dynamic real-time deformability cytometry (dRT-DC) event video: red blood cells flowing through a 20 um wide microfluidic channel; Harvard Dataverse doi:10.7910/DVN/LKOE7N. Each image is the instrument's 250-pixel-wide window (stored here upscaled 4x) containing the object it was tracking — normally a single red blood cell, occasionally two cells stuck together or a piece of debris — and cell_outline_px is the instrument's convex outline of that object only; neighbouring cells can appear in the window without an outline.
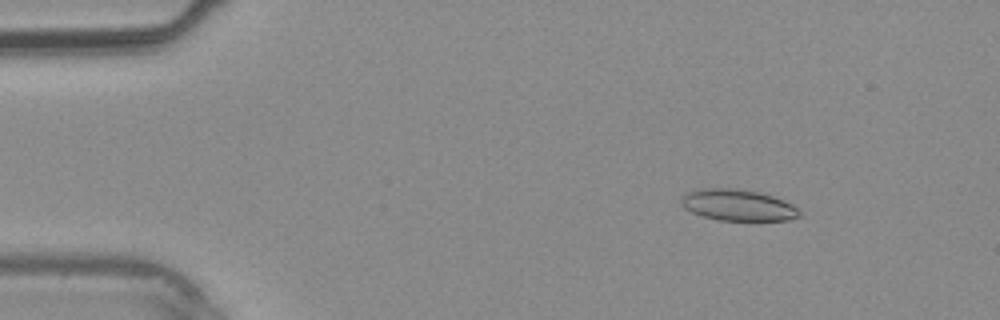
{"species": "common noctule bat (a hibernating species)", "species_latin": "Nyctalus noctula", "temperature_condition": "warm", "stored_images_in_passage": 37, "camera_frame_rate_fps": 3000, "um_per_image_px": 0.085, "animal": {"sex": "male", "body_mass_g": 20.4}, "frame": {"image": 1, "passage_image": 5, "time_ms": 1.333, "image_size_px": [1000, 320], "cell_outline_px": [[800, 216], [788, 220], [720, 220], [704, 216], [692, 212], [684, 208], [680, 204], [680, 196], [688, 192], [704, 188], [736, 188], [760, 192], [784, 200], [792, 204], [800, 212]], "centroid_in_image_um": [62.7, 17.42], "position_along_channel_um": 22.3, "area_um2": 21.56}}
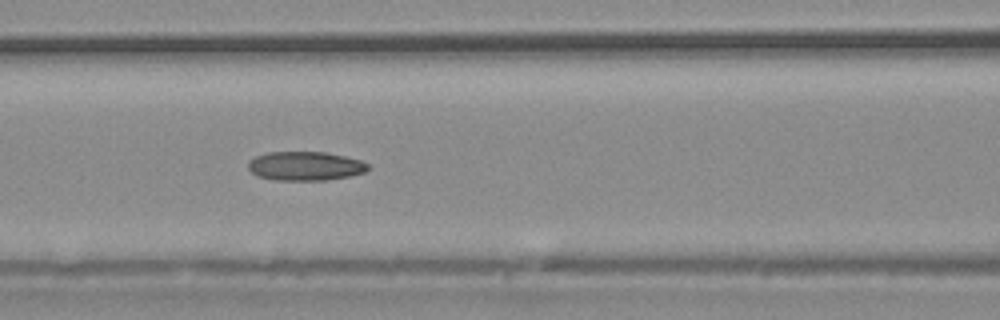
{"frame": {"image": 2, "passage_image": 16, "time_ms": 5.0, "image_size_px": [1000, 320], "cell_outline_px": [[368, 168], [364, 172], [348, 176], [328, 180], [272, 180], [256, 176], [248, 168], [248, 160], [256, 156], [268, 152], [324, 152], [344, 156], [360, 160], [368, 164]], "centroid_in_image_um": [25.9, 14.11], "position_along_channel_um": 140.7, "area_um2": 20.23}}
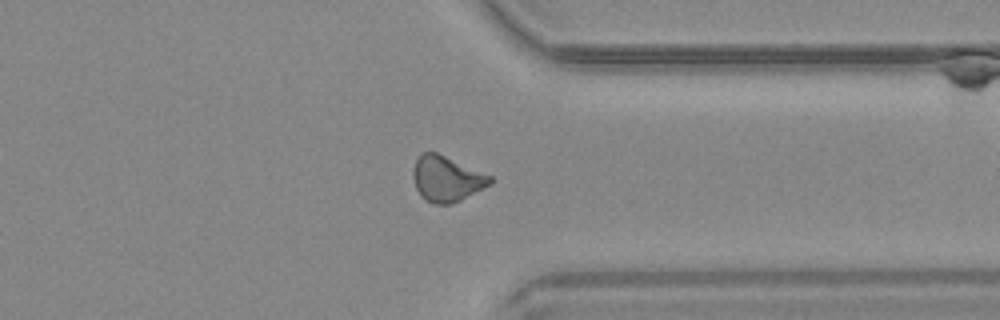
{"frame": {"image": 3, "passage_image": 29, "time_ms": 9.333, "image_size_px": [1000, 320], "cell_outline_px": [[492, 184], [452, 204], [436, 204], [424, 200], [420, 196], [416, 188], [412, 176], [412, 168], [420, 152], [436, 152], [492, 176]], "centroid_in_image_um": [37.93, 15.2], "position_along_channel_um": 373.5, "area_um2": 20.52}}